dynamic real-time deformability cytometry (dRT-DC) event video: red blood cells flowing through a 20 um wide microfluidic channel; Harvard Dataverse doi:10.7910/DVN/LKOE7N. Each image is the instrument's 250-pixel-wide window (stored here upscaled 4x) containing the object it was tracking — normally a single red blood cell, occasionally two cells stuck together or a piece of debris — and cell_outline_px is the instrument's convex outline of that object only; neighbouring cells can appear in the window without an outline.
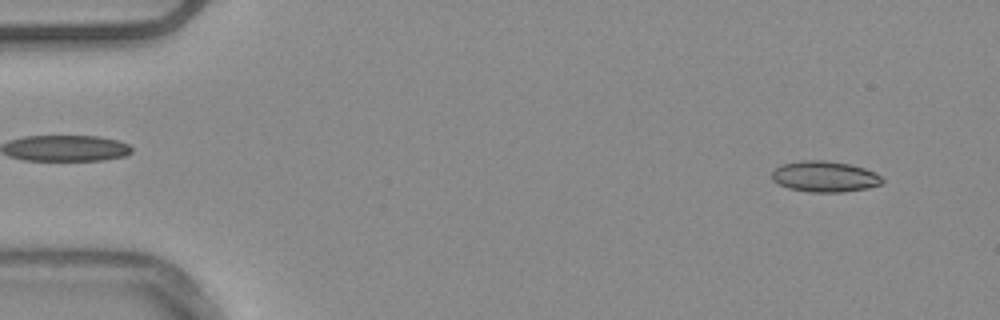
{"species": "common noctule bat (a hibernating species)", "species_latin": "Nyctalus noctula", "temperature_condition": "warm", "stored_images_in_passage": 54, "camera_frame_rate_fps": 3000, "um_per_image_px": 0.085, "animal": {"sex": "male", "body_mass_g": 20.4}, "frame": {"image": 1, "passage_image": 4, "time_ms": 1.0, "image_size_px": [1000, 320], "cell_outline_px": [[884, 180], [880, 184], [868, 188], [844, 192], [808, 192], [788, 188], [772, 180], [772, 172], [776, 168], [784, 164], [804, 160], [824, 160], [852, 164], [864, 168], [880, 176]], "centroid_in_image_um": [70.1, 15.01], "position_along_channel_um": 14.9, "area_um2": 19.77}}
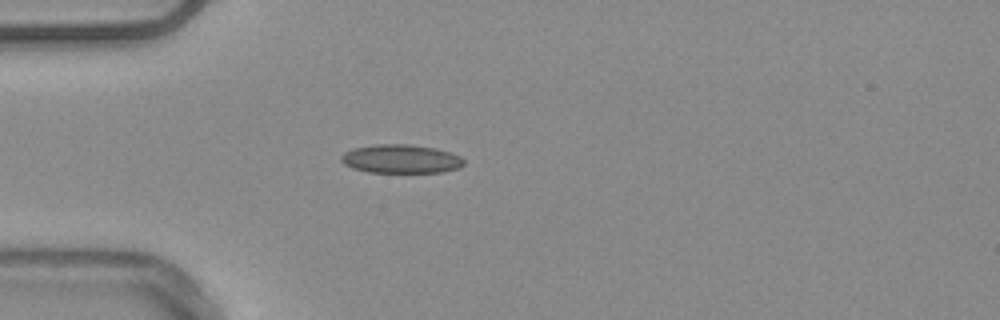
{"frame": {"image": 2, "passage_image": 15, "time_ms": 4.667, "image_size_px": [1000, 320], "cell_outline_px": [[464, 164], [460, 168], [444, 172], [368, 172], [352, 168], [344, 164], [340, 160], [340, 156], [344, 152], [352, 148], [380, 144], [408, 144], [436, 148], [460, 156], [464, 160]], "centroid_in_image_um": [34.07, 13.51], "position_along_channel_um": 50.9, "area_um2": 20.58}}
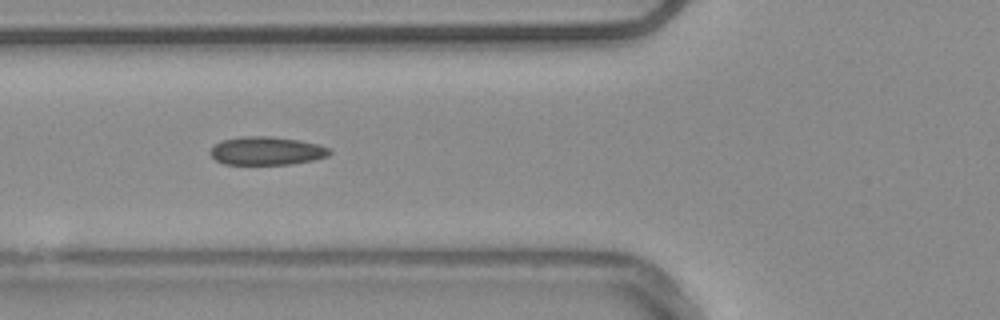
{"frame": {"image": 3, "passage_image": 20, "time_ms": 6.333, "image_size_px": [1000, 320], "cell_outline_px": [[332, 152], [328, 156], [312, 160], [292, 164], [224, 164], [216, 160], [208, 152], [216, 144], [224, 140], [244, 136], [272, 136], [300, 140], [320, 144], [328, 148]], "centroid_in_image_um": [22.69, 12.82], "position_along_channel_um": 103.1, "area_um2": 19.65}, "authors_computed_cell_mechanics": {"area_um2": 19.1896, "velocity_mm_per_s": 3.8089, "shape_relaxation_time_tau1_ms": null, "shape_relaxation_time_tau2_ms": 2.6064, "deformation_change_tau1": null, "deformation_change_tau2": 0.0823}}